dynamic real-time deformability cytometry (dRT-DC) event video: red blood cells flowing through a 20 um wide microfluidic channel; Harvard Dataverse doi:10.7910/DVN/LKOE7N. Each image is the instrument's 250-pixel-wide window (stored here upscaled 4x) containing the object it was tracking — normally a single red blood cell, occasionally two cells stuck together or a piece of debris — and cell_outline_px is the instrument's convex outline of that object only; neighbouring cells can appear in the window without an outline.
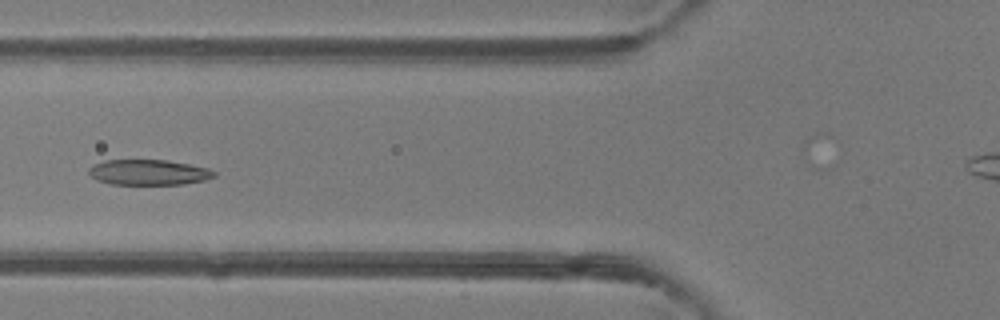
{"species": "common noctule bat (a hibernating species)", "species_latin": "Nyctalus noctula", "temperature_condition": "room temperature", "stored_images_in_passage": 30, "camera_frame_rate_fps": 3000, "um_per_image_px": 0.085, "animal": {"sex": "female"}, "frame": {"image": 1, "passage_image": 6, "time_ms": 1.667, "image_size_px": [1000, 320], "cell_outline_px": [[216, 176], [204, 180], [184, 184], [112, 184], [96, 180], [88, 172], [88, 168], [92, 164], [104, 160], [168, 160], [208, 168], [216, 172]], "centroid_in_image_um": [12.61, 14.64], "position_along_channel_um": 113.2, "area_um2": 18.61}}
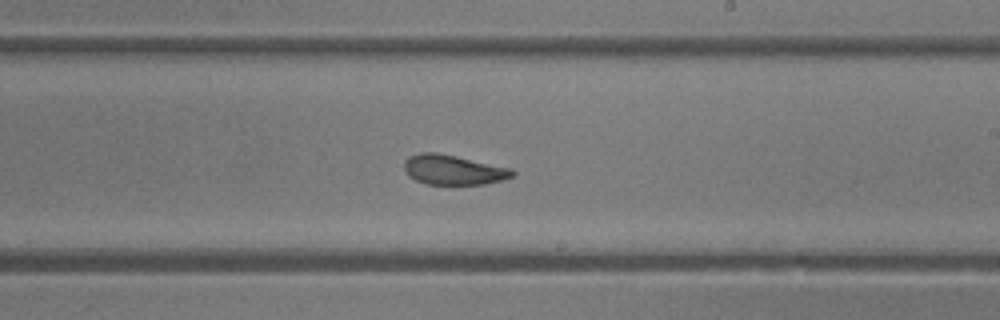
{"frame": {"image": 2, "passage_image": 16, "time_ms": 5.0, "image_size_px": [1000, 320], "cell_outline_px": [[516, 176], [504, 180], [484, 184], [428, 184], [416, 180], [408, 176], [404, 172], [404, 160], [408, 156], [420, 152], [436, 152], [456, 156], [512, 168], [516, 172]], "centroid_in_image_um": [38.54, 14.43], "position_along_channel_um": 250.5, "area_um2": 19.07}}
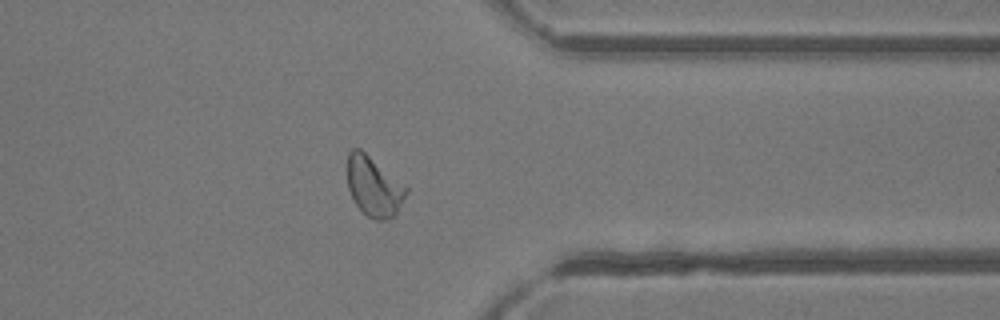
{"frame": {"image": 3, "passage_image": 26, "time_ms": 8.333, "image_size_px": [1000, 320], "cell_outline_px": [[408, 192], [396, 212], [388, 220], [376, 220], [368, 216], [356, 204], [348, 188], [348, 152], [352, 148], [360, 148], [408, 188]], "centroid_in_image_um": [31.77, 15.84], "position_along_channel_um": 379.6, "area_um2": 20.06}}